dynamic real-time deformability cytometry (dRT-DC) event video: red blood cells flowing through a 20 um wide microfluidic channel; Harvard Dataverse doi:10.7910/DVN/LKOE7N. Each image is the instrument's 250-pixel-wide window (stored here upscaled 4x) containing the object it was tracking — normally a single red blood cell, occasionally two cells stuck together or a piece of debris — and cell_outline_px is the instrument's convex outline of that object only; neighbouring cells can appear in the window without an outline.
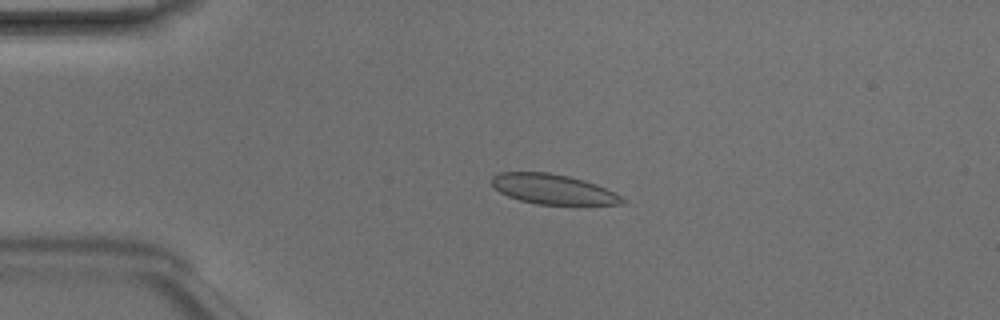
{"species": "Egyptian fruit bat (a non-hibernating species)", "species_latin": "Rousettus aegyptiacus", "temperature_condition": "room temperature", "stored_images_in_passage": 47, "camera_frame_rate_fps": 3000, "um_per_image_px": 0.085, "animal": {"sex": "male"}, "frame": {"image": 1, "passage_image": 10, "time_ms": 3.0, "image_size_px": [1000, 320], "cell_outline_px": [[628, 200], [624, 204], [536, 204], [520, 200], [508, 196], [500, 192], [492, 184], [492, 176], [500, 172], [548, 172], [568, 176], [584, 180], [596, 184]], "centroid_in_image_um": [46.99, 16.07], "position_along_channel_um": 38.0, "area_um2": 22.54}}
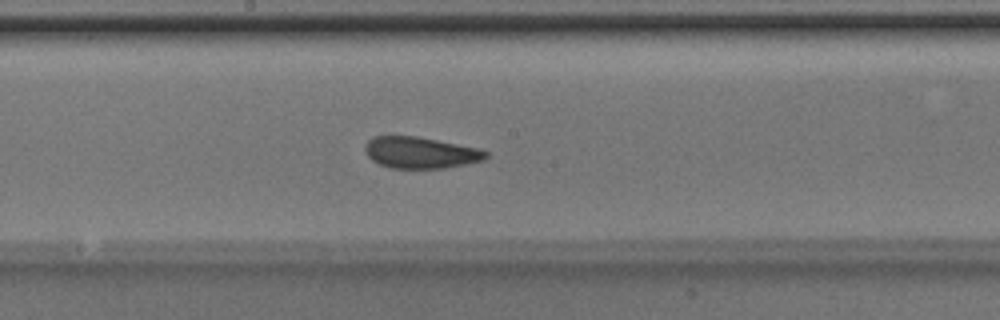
{"frame": {"image": 2, "passage_image": 25, "time_ms": 8.0, "image_size_px": [1000, 320], "cell_outline_px": [[488, 156], [484, 160], [444, 168], [388, 168], [372, 160], [364, 152], [364, 144], [372, 136], [416, 136], [480, 148], [488, 152]], "centroid_in_image_um": [35.71, 12.97], "position_along_channel_um": 212.5, "area_um2": 22.25}}
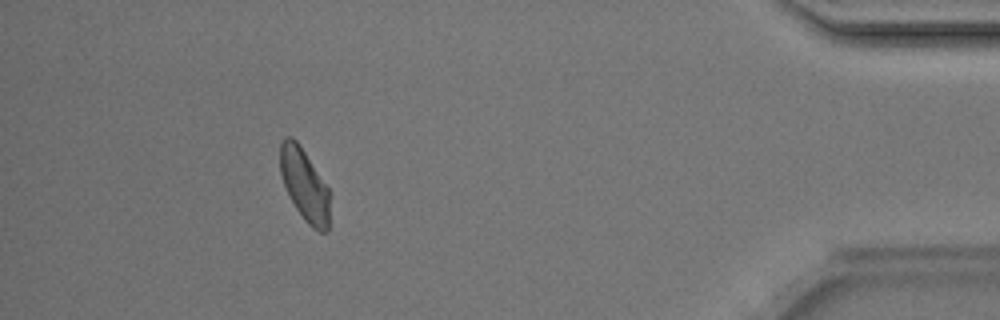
{"frame": {"image": 3, "passage_image": 43, "time_ms": 14.0, "image_size_px": [1000, 320], "cell_outline_px": [[328, 232], [320, 232], [312, 228], [304, 220], [296, 208], [284, 184], [280, 172], [280, 144], [284, 136], [292, 136], [296, 140], [328, 188]], "centroid_in_image_um": [25.86, 15.71], "position_along_channel_um": 409.3, "area_um2": 20.35}, "authors_computed_cell_mechanics": {"area_um2": 22.253, "velocity_mm_per_s": 4.1747, "shape_relaxation_time_tau1_ms": 10.5637, "shape_relaxation_time_tau2_ms": 1.2583, "deformation_change_tau1": 0.1943, "deformation_change_tau2": 0.0774}}